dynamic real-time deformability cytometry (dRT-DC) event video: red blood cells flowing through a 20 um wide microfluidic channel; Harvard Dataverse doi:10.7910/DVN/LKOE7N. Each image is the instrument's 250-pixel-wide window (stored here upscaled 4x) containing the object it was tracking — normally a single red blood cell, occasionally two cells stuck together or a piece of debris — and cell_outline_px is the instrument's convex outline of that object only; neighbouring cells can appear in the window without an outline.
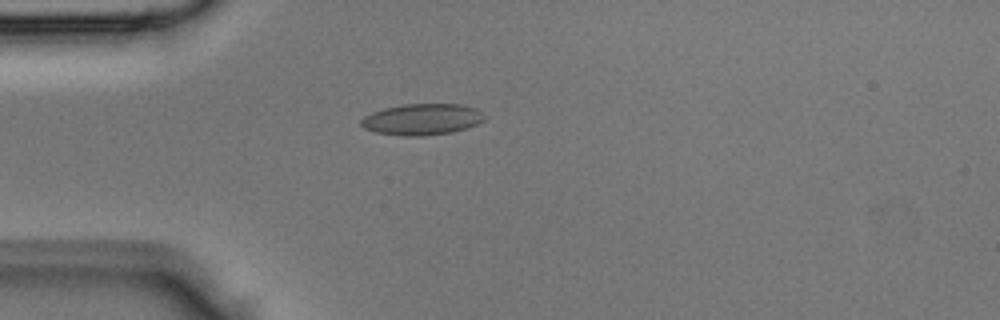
{"species": "Egyptian fruit bat (a non-hibernating species)", "species_latin": "Rousettus aegyptiacus", "temperature_condition": "room temperature", "stored_images_in_passage": 3, "camera_frame_rate_fps": 3000, "um_per_image_px": 0.085, "animal": {"sex": "male"}, "frame": {"image": 1, "passage_image": 3, "time_ms": 0.667, "image_size_px": [1000, 320], "cell_outline_px": [[484, 120], [476, 124], [452, 132], [424, 136], [400, 136], [376, 132], [364, 128], [360, 124], [360, 120], [364, 116], [372, 112], [384, 108], [404, 104], [460, 104], [476, 108], [484, 116]], "centroid_in_image_um": [35.84, 10.14], "position_along_channel_um": 49.2, "area_um2": 22.43}}